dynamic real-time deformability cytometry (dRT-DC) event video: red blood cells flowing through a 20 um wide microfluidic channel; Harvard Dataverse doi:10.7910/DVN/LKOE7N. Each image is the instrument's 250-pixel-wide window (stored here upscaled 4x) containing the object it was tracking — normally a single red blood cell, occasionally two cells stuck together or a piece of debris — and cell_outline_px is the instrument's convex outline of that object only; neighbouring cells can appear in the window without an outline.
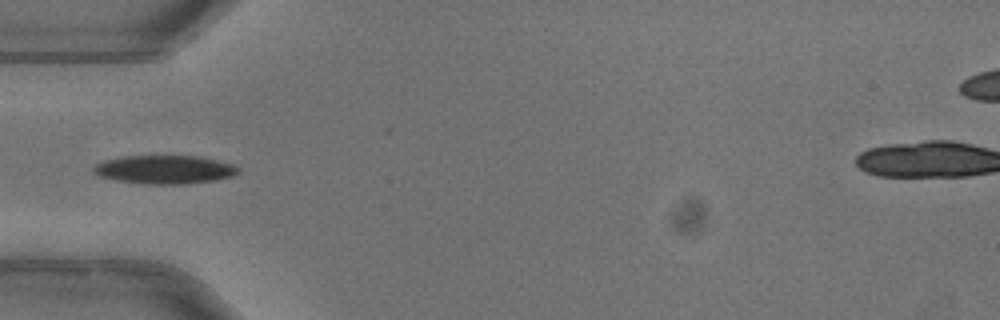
{"species": "common noctule bat (a hibernating species)", "species_latin": "Nyctalus noctula", "temperature_condition": "warm", "stored_images_in_passage": 26, "camera_frame_rate_fps": 3000, "um_per_image_px": 0.085, "animal": {"sex": "female"}, "frame": {"image": 1, "passage_image": 1, "time_ms": 0.0, "image_size_px": [1000, 320], "cell_outline_px": [[240, 172], [232, 176], [216, 180], [184, 184], [144, 184], [116, 180], [96, 176], [92, 172], [92, 168], [96, 164], [104, 160], [120, 156], [200, 156], [236, 164], [240, 168]], "centroid_in_image_um": [13.99, 14.41], "position_along_channel_um": 71.0, "area_um2": 24.45}, "authors_computed_cell_mechanics": {"area_um2": 24.5939, "velocity_mm_per_s": 4.0165, "shape_relaxation_time_tau1_ms": 3.249, "shape_relaxation_time_tau2_ms": 3.0964, "deformation_change_tau1": 0.1488, "deformation_change_tau2": 0.0583}}